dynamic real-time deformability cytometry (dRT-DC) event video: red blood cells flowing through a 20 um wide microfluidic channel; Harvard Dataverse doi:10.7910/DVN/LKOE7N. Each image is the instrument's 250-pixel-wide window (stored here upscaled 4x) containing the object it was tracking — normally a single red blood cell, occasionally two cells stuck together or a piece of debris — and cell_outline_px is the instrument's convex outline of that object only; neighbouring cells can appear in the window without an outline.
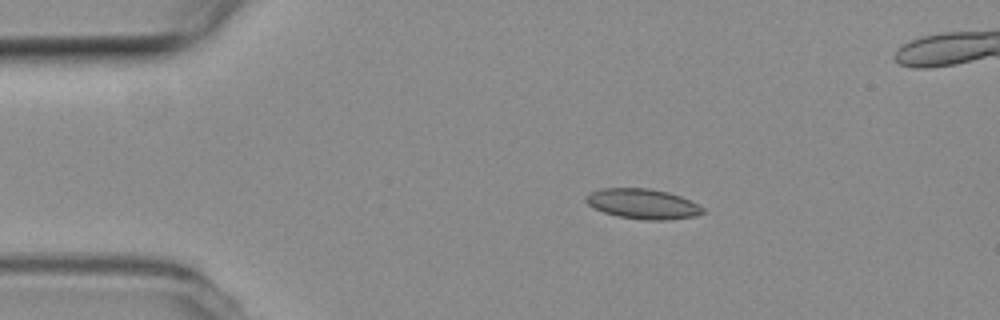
{"species": "common noctule bat (a hibernating species)", "species_latin": "Nyctalus noctula", "temperature_condition": "room temperature", "stored_images_in_passage": 46, "camera_frame_rate_fps": 3000, "um_per_image_px": 0.085, "animal": {"sex": "female", "body_mass_g": 19.3, "forearm_length_mm": 54.1}, "frame": {"image": 1, "passage_image": 1, "time_ms": 0.0, "image_size_px": [1000, 320], "cell_outline_px": [[704, 212], [696, 216], [668, 220], [644, 220], [616, 216], [592, 208], [584, 200], [584, 196], [588, 192], [600, 188], [648, 188], [668, 192], [680, 196], [704, 208]], "centroid_in_image_um": [54.57, 17.33], "position_along_channel_um": 30.4, "area_um2": 20.69}}
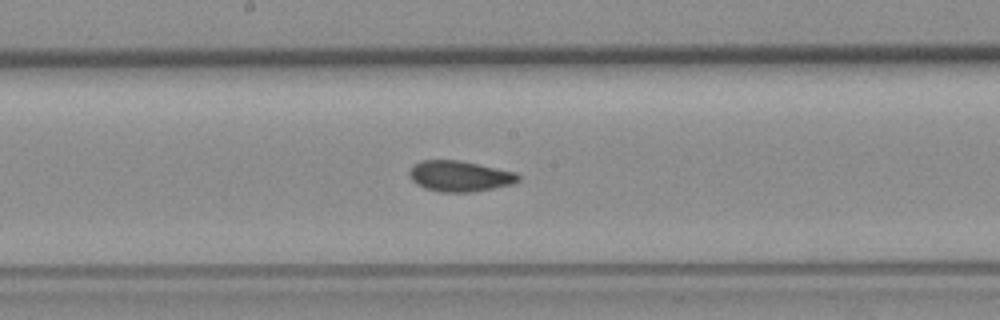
{"frame": {"image": 2, "passage_image": 19, "time_ms": 6.0, "image_size_px": [1000, 320], "cell_outline_px": [[520, 180], [512, 184], [472, 192], [440, 192], [424, 188], [416, 184], [408, 176], [408, 172], [412, 164], [420, 160], [460, 160], [516, 172], [520, 176]], "centroid_in_image_um": [39.03, 14.96], "position_along_channel_um": 209.2, "area_um2": 19.71}}
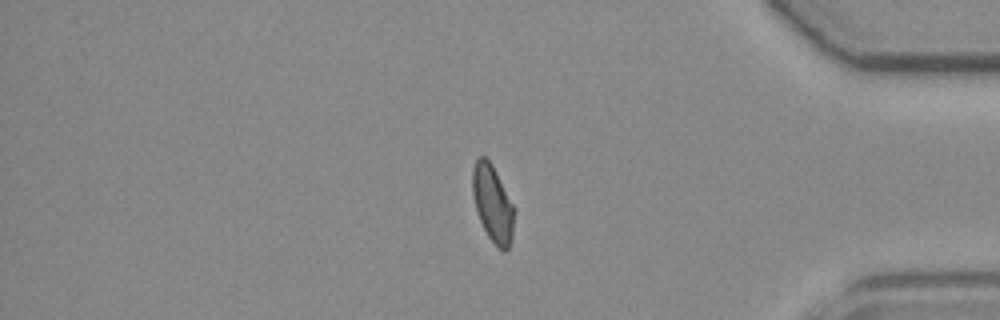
{"frame": {"image": 3, "passage_image": 36, "time_ms": 11.667, "image_size_px": [1000, 320], "cell_outline_px": [[516, 208], [512, 240], [508, 248], [504, 252], [488, 236], [480, 220], [476, 208], [472, 192], [472, 168], [476, 160], [480, 156], [484, 156], [492, 164]], "centroid_in_image_um": [41.91, 17.29], "position_along_channel_um": 393.3, "area_um2": 18.79}}